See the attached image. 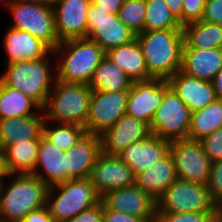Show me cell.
Instances as JSON below:
<instances>
[{
    "label": "cell",
    "mask_w": 222,
    "mask_h": 222,
    "mask_svg": "<svg viewBox=\"0 0 222 222\" xmlns=\"http://www.w3.org/2000/svg\"><path fill=\"white\" fill-rule=\"evenodd\" d=\"M201 20L222 25V0H206Z\"/></svg>",
    "instance_id": "obj_39"
},
{
    "label": "cell",
    "mask_w": 222,
    "mask_h": 222,
    "mask_svg": "<svg viewBox=\"0 0 222 222\" xmlns=\"http://www.w3.org/2000/svg\"><path fill=\"white\" fill-rule=\"evenodd\" d=\"M206 0H182L181 26L201 21Z\"/></svg>",
    "instance_id": "obj_36"
},
{
    "label": "cell",
    "mask_w": 222,
    "mask_h": 222,
    "mask_svg": "<svg viewBox=\"0 0 222 222\" xmlns=\"http://www.w3.org/2000/svg\"><path fill=\"white\" fill-rule=\"evenodd\" d=\"M65 151L58 149L43 135L40 136L38 161L32 175L48 187L67 181ZM41 168V169H40ZM44 170L41 172L40 170Z\"/></svg>",
    "instance_id": "obj_22"
},
{
    "label": "cell",
    "mask_w": 222,
    "mask_h": 222,
    "mask_svg": "<svg viewBox=\"0 0 222 222\" xmlns=\"http://www.w3.org/2000/svg\"><path fill=\"white\" fill-rule=\"evenodd\" d=\"M219 208V213L222 215V203L218 206Z\"/></svg>",
    "instance_id": "obj_49"
},
{
    "label": "cell",
    "mask_w": 222,
    "mask_h": 222,
    "mask_svg": "<svg viewBox=\"0 0 222 222\" xmlns=\"http://www.w3.org/2000/svg\"><path fill=\"white\" fill-rule=\"evenodd\" d=\"M222 68V48H183L181 71L203 81L212 82Z\"/></svg>",
    "instance_id": "obj_23"
},
{
    "label": "cell",
    "mask_w": 222,
    "mask_h": 222,
    "mask_svg": "<svg viewBox=\"0 0 222 222\" xmlns=\"http://www.w3.org/2000/svg\"><path fill=\"white\" fill-rule=\"evenodd\" d=\"M100 153L101 137L86 132L70 149L65 151L67 180L89 178Z\"/></svg>",
    "instance_id": "obj_19"
},
{
    "label": "cell",
    "mask_w": 222,
    "mask_h": 222,
    "mask_svg": "<svg viewBox=\"0 0 222 222\" xmlns=\"http://www.w3.org/2000/svg\"><path fill=\"white\" fill-rule=\"evenodd\" d=\"M191 112L172 88L164 96L149 126L150 132L169 141L188 139Z\"/></svg>",
    "instance_id": "obj_9"
},
{
    "label": "cell",
    "mask_w": 222,
    "mask_h": 222,
    "mask_svg": "<svg viewBox=\"0 0 222 222\" xmlns=\"http://www.w3.org/2000/svg\"><path fill=\"white\" fill-rule=\"evenodd\" d=\"M22 222H55L47 205L30 211Z\"/></svg>",
    "instance_id": "obj_42"
},
{
    "label": "cell",
    "mask_w": 222,
    "mask_h": 222,
    "mask_svg": "<svg viewBox=\"0 0 222 222\" xmlns=\"http://www.w3.org/2000/svg\"><path fill=\"white\" fill-rule=\"evenodd\" d=\"M52 52L55 56L61 55L55 66L58 81L86 85L106 56V52L88 38L62 41Z\"/></svg>",
    "instance_id": "obj_3"
},
{
    "label": "cell",
    "mask_w": 222,
    "mask_h": 222,
    "mask_svg": "<svg viewBox=\"0 0 222 222\" xmlns=\"http://www.w3.org/2000/svg\"><path fill=\"white\" fill-rule=\"evenodd\" d=\"M40 140L18 142L5 147L10 174H32L38 161Z\"/></svg>",
    "instance_id": "obj_29"
},
{
    "label": "cell",
    "mask_w": 222,
    "mask_h": 222,
    "mask_svg": "<svg viewBox=\"0 0 222 222\" xmlns=\"http://www.w3.org/2000/svg\"><path fill=\"white\" fill-rule=\"evenodd\" d=\"M170 154L174 159L177 179L207 186L212 162L199 141L172 140Z\"/></svg>",
    "instance_id": "obj_10"
},
{
    "label": "cell",
    "mask_w": 222,
    "mask_h": 222,
    "mask_svg": "<svg viewBox=\"0 0 222 222\" xmlns=\"http://www.w3.org/2000/svg\"><path fill=\"white\" fill-rule=\"evenodd\" d=\"M3 40V48L8 57L7 64L15 61L37 60L47 56L53 58L54 56L48 45L25 30L10 27L6 30Z\"/></svg>",
    "instance_id": "obj_21"
},
{
    "label": "cell",
    "mask_w": 222,
    "mask_h": 222,
    "mask_svg": "<svg viewBox=\"0 0 222 222\" xmlns=\"http://www.w3.org/2000/svg\"><path fill=\"white\" fill-rule=\"evenodd\" d=\"M151 134L149 125L142 120L123 115L101 137V152L117 156L126 147L146 139Z\"/></svg>",
    "instance_id": "obj_17"
},
{
    "label": "cell",
    "mask_w": 222,
    "mask_h": 222,
    "mask_svg": "<svg viewBox=\"0 0 222 222\" xmlns=\"http://www.w3.org/2000/svg\"><path fill=\"white\" fill-rule=\"evenodd\" d=\"M100 199L89 178H77L49 187L46 205L55 222H66Z\"/></svg>",
    "instance_id": "obj_6"
},
{
    "label": "cell",
    "mask_w": 222,
    "mask_h": 222,
    "mask_svg": "<svg viewBox=\"0 0 222 222\" xmlns=\"http://www.w3.org/2000/svg\"><path fill=\"white\" fill-rule=\"evenodd\" d=\"M125 0H91V3L99 10L109 14H117Z\"/></svg>",
    "instance_id": "obj_43"
},
{
    "label": "cell",
    "mask_w": 222,
    "mask_h": 222,
    "mask_svg": "<svg viewBox=\"0 0 222 222\" xmlns=\"http://www.w3.org/2000/svg\"><path fill=\"white\" fill-rule=\"evenodd\" d=\"M87 38L105 52L130 43L136 35L119 19L118 14L99 10L91 3L87 14Z\"/></svg>",
    "instance_id": "obj_11"
},
{
    "label": "cell",
    "mask_w": 222,
    "mask_h": 222,
    "mask_svg": "<svg viewBox=\"0 0 222 222\" xmlns=\"http://www.w3.org/2000/svg\"><path fill=\"white\" fill-rule=\"evenodd\" d=\"M13 18L12 28L25 30L52 50L60 41L57 36L52 5L30 2H4Z\"/></svg>",
    "instance_id": "obj_7"
},
{
    "label": "cell",
    "mask_w": 222,
    "mask_h": 222,
    "mask_svg": "<svg viewBox=\"0 0 222 222\" xmlns=\"http://www.w3.org/2000/svg\"><path fill=\"white\" fill-rule=\"evenodd\" d=\"M92 89L81 83L56 80L42 108L44 120L51 123L76 124L85 127L89 116Z\"/></svg>",
    "instance_id": "obj_5"
},
{
    "label": "cell",
    "mask_w": 222,
    "mask_h": 222,
    "mask_svg": "<svg viewBox=\"0 0 222 222\" xmlns=\"http://www.w3.org/2000/svg\"><path fill=\"white\" fill-rule=\"evenodd\" d=\"M145 0H125L118 17L135 35L145 31Z\"/></svg>",
    "instance_id": "obj_34"
},
{
    "label": "cell",
    "mask_w": 222,
    "mask_h": 222,
    "mask_svg": "<svg viewBox=\"0 0 222 222\" xmlns=\"http://www.w3.org/2000/svg\"><path fill=\"white\" fill-rule=\"evenodd\" d=\"M91 0H55L52 4L60 42L87 38V14Z\"/></svg>",
    "instance_id": "obj_15"
},
{
    "label": "cell",
    "mask_w": 222,
    "mask_h": 222,
    "mask_svg": "<svg viewBox=\"0 0 222 222\" xmlns=\"http://www.w3.org/2000/svg\"><path fill=\"white\" fill-rule=\"evenodd\" d=\"M219 212L156 213L155 222H217Z\"/></svg>",
    "instance_id": "obj_35"
},
{
    "label": "cell",
    "mask_w": 222,
    "mask_h": 222,
    "mask_svg": "<svg viewBox=\"0 0 222 222\" xmlns=\"http://www.w3.org/2000/svg\"><path fill=\"white\" fill-rule=\"evenodd\" d=\"M52 124L53 123L44 120L42 135L58 149L63 151L70 149L86 133L85 127L80 125Z\"/></svg>",
    "instance_id": "obj_32"
},
{
    "label": "cell",
    "mask_w": 222,
    "mask_h": 222,
    "mask_svg": "<svg viewBox=\"0 0 222 222\" xmlns=\"http://www.w3.org/2000/svg\"><path fill=\"white\" fill-rule=\"evenodd\" d=\"M168 82L191 113L203 109L217 99L212 82L187 75L181 70L173 75Z\"/></svg>",
    "instance_id": "obj_20"
},
{
    "label": "cell",
    "mask_w": 222,
    "mask_h": 222,
    "mask_svg": "<svg viewBox=\"0 0 222 222\" xmlns=\"http://www.w3.org/2000/svg\"><path fill=\"white\" fill-rule=\"evenodd\" d=\"M128 91L92 90L86 132L101 135L126 114Z\"/></svg>",
    "instance_id": "obj_12"
},
{
    "label": "cell",
    "mask_w": 222,
    "mask_h": 222,
    "mask_svg": "<svg viewBox=\"0 0 222 222\" xmlns=\"http://www.w3.org/2000/svg\"><path fill=\"white\" fill-rule=\"evenodd\" d=\"M170 88L169 82L163 79L134 81L128 91L126 115L150 126L157 108Z\"/></svg>",
    "instance_id": "obj_13"
},
{
    "label": "cell",
    "mask_w": 222,
    "mask_h": 222,
    "mask_svg": "<svg viewBox=\"0 0 222 222\" xmlns=\"http://www.w3.org/2000/svg\"><path fill=\"white\" fill-rule=\"evenodd\" d=\"M106 56L133 82L152 79L148 75L145 59L136 38L128 44L108 50Z\"/></svg>",
    "instance_id": "obj_26"
},
{
    "label": "cell",
    "mask_w": 222,
    "mask_h": 222,
    "mask_svg": "<svg viewBox=\"0 0 222 222\" xmlns=\"http://www.w3.org/2000/svg\"><path fill=\"white\" fill-rule=\"evenodd\" d=\"M9 175L10 173L6 162V151L5 148L0 146V179H5Z\"/></svg>",
    "instance_id": "obj_45"
},
{
    "label": "cell",
    "mask_w": 222,
    "mask_h": 222,
    "mask_svg": "<svg viewBox=\"0 0 222 222\" xmlns=\"http://www.w3.org/2000/svg\"><path fill=\"white\" fill-rule=\"evenodd\" d=\"M89 179L100 197L108 191L135 184L133 170L117 156L103 152L98 155Z\"/></svg>",
    "instance_id": "obj_16"
},
{
    "label": "cell",
    "mask_w": 222,
    "mask_h": 222,
    "mask_svg": "<svg viewBox=\"0 0 222 222\" xmlns=\"http://www.w3.org/2000/svg\"><path fill=\"white\" fill-rule=\"evenodd\" d=\"M2 182H3V179H0V195H1Z\"/></svg>",
    "instance_id": "obj_50"
},
{
    "label": "cell",
    "mask_w": 222,
    "mask_h": 222,
    "mask_svg": "<svg viewBox=\"0 0 222 222\" xmlns=\"http://www.w3.org/2000/svg\"><path fill=\"white\" fill-rule=\"evenodd\" d=\"M7 178L10 180L5 183L3 179L1 188L0 222H22L30 211L46 206L49 187L39 178L32 174Z\"/></svg>",
    "instance_id": "obj_2"
},
{
    "label": "cell",
    "mask_w": 222,
    "mask_h": 222,
    "mask_svg": "<svg viewBox=\"0 0 222 222\" xmlns=\"http://www.w3.org/2000/svg\"><path fill=\"white\" fill-rule=\"evenodd\" d=\"M141 47L148 75L168 81L181 70L183 29L143 31L135 37Z\"/></svg>",
    "instance_id": "obj_1"
},
{
    "label": "cell",
    "mask_w": 222,
    "mask_h": 222,
    "mask_svg": "<svg viewBox=\"0 0 222 222\" xmlns=\"http://www.w3.org/2000/svg\"><path fill=\"white\" fill-rule=\"evenodd\" d=\"M171 13L176 17L181 25L182 0H164Z\"/></svg>",
    "instance_id": "obj_44"
},
{
    "label": "cell",
    "mask_w": 222,
    "mask_h": 222,
    "mask_svg": "<svg viewBox=\"0 0 222 222\" xmlns=\"http://www.w3.org/2000/svg\"><path fill=\"white\" fill-rule=\"evenodd\" d=\"M213 88L218 99H222V68L218 71L212 80Z\"/></svg>",
    "instance_id": "obj_46"
},
{
    "label": "cell",
    "mask_w": 222,
    "mask_h": 222,
    "mask_svg": "<svg viewBox=\"0 0 222 222\" xmlns=\"http://www.w3.org/2000/svg\"><path fill=\"white\" fill-rule=\"evenodd\" d=\"M41 107L21 90L4 85L0 81V119L24 117L37 114L32 109Z\"/></svg>",
    "instance_id": "obj_30"
},
{
    "label": "cell",
    "mask_w": 222,
    "mask_h": 222,
    "mask_svg": "<svg viewBox=\"0 0 222 222\" xmlns=\"http://www.w3.org/2000/svg\"><path fill=\"white\" fill-rule=\"evenodd\" d=\"M66 222H103V204L100 201L93 207L77 214Z\"/></svg>",
    "instance_id": "obj_40"
},
{
    "label": "cell",
    "mask_w": 222,
    "mask_h": 222,
    "mask_svg": "<svg viewBox=\"0 0 222 222\" xmlns=\"http://www.w3.org/2000/svg\"><path fill=\"white\" fill-rule=\"evenodd\" d=\"M176 179L174 159L169 153L156 164L138 173L135 184L157 201Z\"/></svg>",
    "instance_id": "obj_25"
},
{
    "label": "cell",
    "mask_w": 222,
    "mask_h": 222,
    "mask_svg": "<svg viewBox=\"0 0 222 222\" xmlns=\"http://www.w3.org/2000/svg\"><path fill=\"white\" fill-rule=\"evenodd\" d=\"M50 58L47 56L37 60L9 63L6 70H4L5 72L0 75V81L8 87L21 90L42 109L46 105L52 90L51 87L55 85L57 80L54 73L56 72V67H54L56 65L51 64Z\"/></svg>",
    "instance_id": "obj_4"
},
{
    "label": "cell",
    "mask_w": 222,
    "mask_h": 222,
    "mask_svg": "<svg viewBox=\"0 0 222 222\" xmlns=\"http://www.w3.org/2000/svg\"><path fill=\"white\" fill-rule=\"evenodd\" d=\"M170 153V141L150 134L146 139L132 143L117 157L125 162L136 176Z\"/></svg>",
    "instance_id": "obj_18"
},
{
    "label": "cell",
    "mask_w": 222,
    "mask_h": 222,
    "mask_svg": "<svg viewBox=\"0 0 222 222\" xmlns=\"http://www.w3.org/2000/svg\"><path fill=\"white\" fill-rule=\"evenodd\" d=\"M2 2L4 0H1ZM55 0H5V2H30V3H42L52 5Z\"/></svg>",
    "instance_id": "obj_47"
},
{
    "label": "cell",
    "mask_w": 222,
    "mask_h": 222,
    "mask_svg": "<svg viewBox=\"0 0 222 222\" xmlns=\"http://www.w3.org/2000/svg\"><path fill=\"white\" fill-rule=\"evenodd\" d=\"M145 31L182 29L164 0H145Z\"/></svg>",
    "instance_id": "obj_33"
},
{
    "label": "cell",
    "mask_w": 222,
    "mask_h": 222,
    "mask_svg": "<svg viewBox=\"0 0 222 222\" xmlns=\"http://www.w3.org/2000/svg\"><path fill=\"white\" fill-rule=\"evenodd\" d=\"M183 48H222V25L205 21L193 22L183 28Z\"/></svg>",
    "instance_id": "obj_28"
},
{
    "label": "cell",
    "mask_w": 222,
    "mask_h": 222,
    "mask_svg": "<svg viewBox=\"0 0 222 222\" xmlns=\"http://www.w3.org/2000/svg\"><path fill=\"white\" fill-rule=\"evenodd\" d=\"M211 162L222 160V127L199 140Z\"/></svg>",
    "instance_id": "obj_37"
},
{
    "label": "cell",
    "mask_w": 222,
    "mask_h": 222,
    "mask_svg": "<svg viewBox=\"0 0 222 222\" xmlns=\"http://www.w3.org/2000/svg\"><path fill=\"white\" fill-rule=\"evenodd\" d=\"M103 222H147L144 218H139L119 211L106 209L103 206Z\"/></svg>",
    "instance_id": "obj_41"
},
{
    "label": "cell",
    "mask_w": 222,
    "mask_h": 222,
    "mask_svg": "<svg viewBox=\"0 0 222 222\" xmlns=\"http://www.w3.org/2000/svg\"><path fill=\"white\" fill-rule=\"evenodd\" d=\"M206 187L213 201L219 206L222 203V160L212 162Z\"/></svg>",
    "instance_id": "obj_38"
},
{
    "label": "cell",
    "mask_w": 222,
    "mask_h": 222,
    "mask_svg": "<svg viewBox=\"0 0 222 222\" xmlns=\"http://www.w3.org/2000/svg\"><path fill=\"white\" fill-rule=\"evenodd\" d=\"M133 81L107 56L95 69L89 87L96 91H129Z\"/></svg>",
    "instance_id": "obj_27"
},
{
    "label": "cell",
    "mask_w": 222,
    "mask_h": 222,
    "mask_svg": "<svg viewBox=\"0 0 222 222\" xmlns=\"http://www.w3.org/2000/svg\"><path fill=\"white\" fill-rule=\"evenodd\" d=\"M219 212L204 185L176 179L157 200V213Z\"/></svg>",
    "instance_id": "obj_8"
},
{
    "label": "cell",
    "mask_w": 222,
    "mask_h": 222,
    "mask_svg": "<svg viewBox=\"0 0 222 222\" xmlns=\"http://www.w3.org/2000/svg\"><path fill=\"white\" fill-rule=\"evenodd\" d=\"M100 201L106 209L155 222L157 201L136 184L108 191L101 196Z\"/></svg>",
    "instance_id": "obj_14"
},
{
    "label": "cell",
    "mask_w": 222,
    "mask_h": 222,
    "mask_svg": "<svg viewBox=\"0 0 222 222\" xmlns=\"http://www.w3.org/2000/svg\"><path fill=\"white\" fill-rule=\"evenodd\" d=\"M222 127V99H216L201 110L191 113L188 139L199 141Z\"/></svg>",
    "instance_id": "obj_31"
},
{
    "label": "cell",
    "mask_w": 222,
    "mask_h": 222,
    "mask_svg": "<svg viewBox=\"0 0 222 222\" xmlns=\"http://www.w3.org/2000/svg\"><path fill=\"white\" fill-rule=\"evenodd\" d=\"M217 222H222V215L220 213L218 214Z\"/></svg>",
    "instance_id": "obj_48"
},
{
    "label": "cell",
    "mask_w": 222,
    "mask_h": 222,
    "mask_svg": "<svg viewBox=\"0 0 222 222\" xmlns=\"http://www.w3.org/2000/svg\"><path fill=\"white\" fill-rule=\"evenodd\" d=\"M43 123V109L34 115L0 119V146L5 148L18 142L40 140Z\"/></svg>",
    "instance_id": "obj_24"
}]
</instances>
